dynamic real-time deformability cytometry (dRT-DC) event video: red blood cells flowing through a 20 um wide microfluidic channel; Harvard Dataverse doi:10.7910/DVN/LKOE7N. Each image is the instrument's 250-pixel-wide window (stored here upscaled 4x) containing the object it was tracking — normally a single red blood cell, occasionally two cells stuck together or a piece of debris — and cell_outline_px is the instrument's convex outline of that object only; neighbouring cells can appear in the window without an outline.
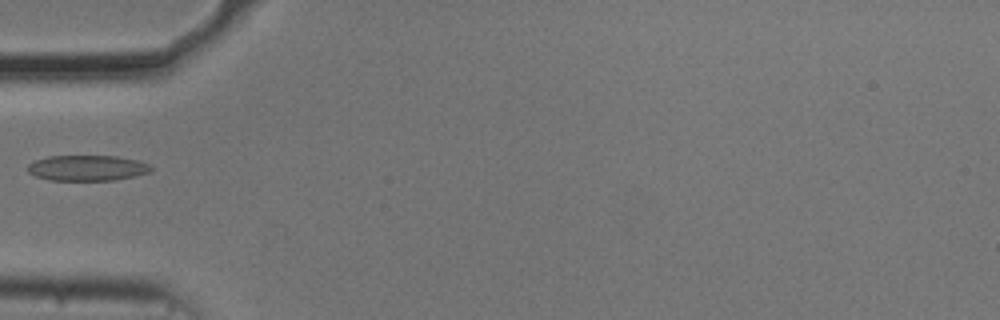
{"species": "common noctule bat (a hibernating species)", "species_latin": "Nyctalus noctula", "temperature_condition": "cold", "stored_images_in_passage": 32, "camera_frame_rate_fps": 3000, "um_per_image_px": 0.085, "animal": {"sex": "male", "body_mass_g": 20.5, "forearm_length_mm": 52.5}, "frame": {"image": 1, "passage_image": 1, "time_ms": 0.0, "image_size_px": [1000, 320], "cell_outline_px": [[152, 168], [148, 172], [136, 176], [112, 180], [48, 180], [36, 176], [28, 172], [28, 164], [36, 160], [48, 156], [116, 156], [140, 160], [152, 164]], "centroid_in_image_um": [7.45, 14.27], "position_along_channel_um": 77.6, "area_um2": 18.44}}
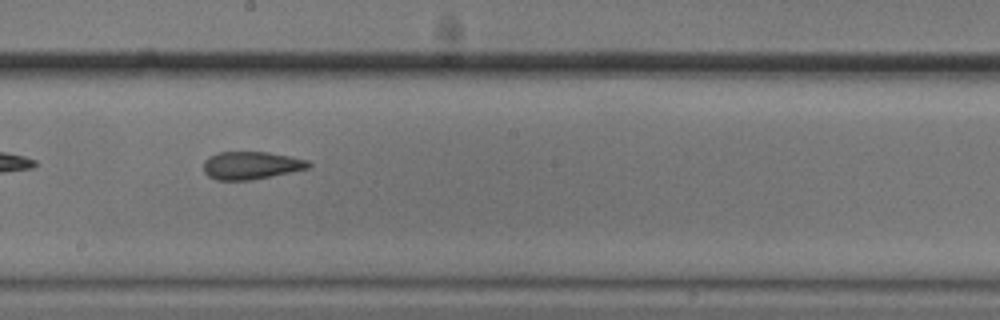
{"frame": {"image": 2, "passage_image": 13, "time_ms": 4.0, "image_size_px": [1000, 320], "cell_outline_px": [[312, 164], [308, 168], [272, 176], [252, 180], [216, 180], [208, 176], [204, 172], [204, 160], [208, 156], [216, 152], [268, 152], [308, 160]], "centroid_in_image_um": [21.31, 14.06], "position_along_channel_um": 226.9, "area_um2": 17.05}}
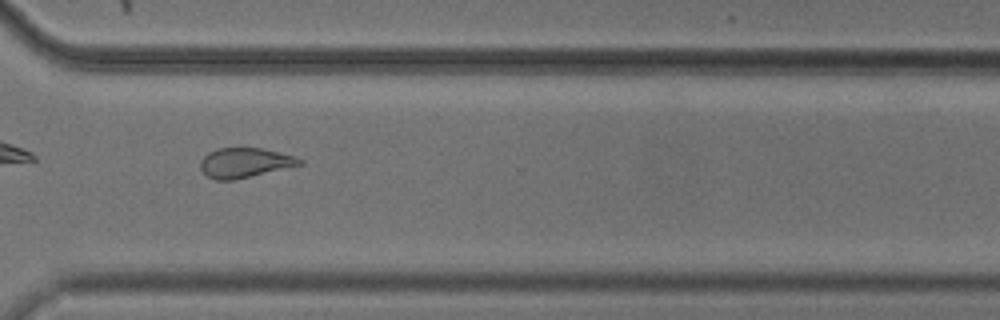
{"frame": {"image": 3, "passage_image": 23, "time_ms": 7.333, "image_size_px": [1000, 320], "cell_outline_px": [[304, 164], [236, 180], [216, 180], [208, 176], [200, 168], [200, 160], [208, 152], [216, 148], [260, 148], [296, 156], [304, 160]], "centroid_in_image_um": [20.82, 13.83], "position_along_channel_um": 349.8, "area_um2": 17.34}}